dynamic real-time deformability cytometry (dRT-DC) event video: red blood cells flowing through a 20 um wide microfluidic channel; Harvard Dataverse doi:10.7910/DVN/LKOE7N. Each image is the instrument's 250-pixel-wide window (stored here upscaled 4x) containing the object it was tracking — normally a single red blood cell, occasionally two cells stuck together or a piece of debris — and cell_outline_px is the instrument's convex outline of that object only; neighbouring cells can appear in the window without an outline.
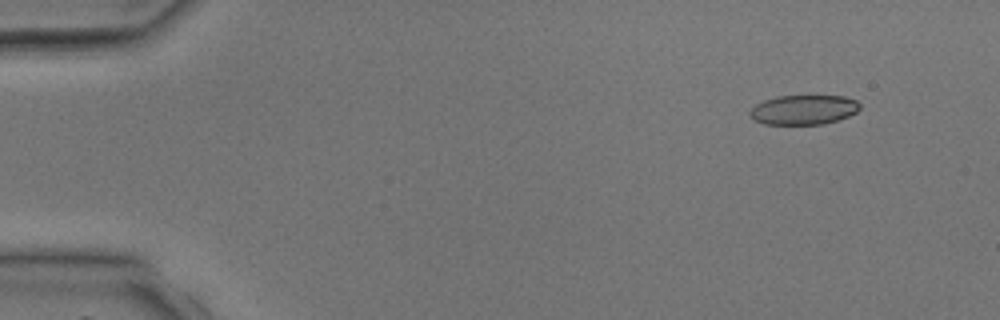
{"species": "common noctule bat (a hibernating species)", "species_latin": "Nyctalus noctula", "temperature_condition": "room temperature", "stored_images_in_passage": 4, "camera_frame_rate_fps": 3000, "um_per_image_px": 0.085, "animal": {"sex": "male", "body_mass_g": 17.9, "forearm_length_mm": 54.2}, "frame": {"image": 1, "passage_image": 1, "time_ms": 0.0, "image_size_px": [1000, 320], "cell_outline_px": [[860, 108], [856, 112], [848, 116], [824, 124], [764, 124], [752, 120], [748, 112], [756, 104], [764, 100], [776, 96], [844, 96], [856, 100], [860, 104]], "centroid_in_image_um": [68.28, 9.33], "position_along_channel_um": 16.7, "area_um2": 19.02}}
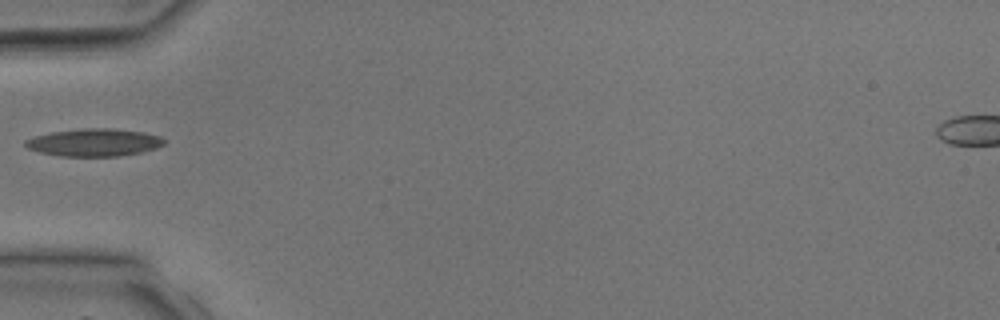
{"frame": {"image": 2, "passage_image": 4, "time_ms": 3.333, "image_size_px": [1000, 320], "cell_outline_px": [[164, 144], [156, 148], [140, 152], [120, 156], [60, 156], [40, 152], [28, 148], [24, 144], [24, 140], [36, 136], [52, 132], [84, 128], [112, 128], [144, 132], [160, 136], [164, 140]], "centroid_in_image_um": [8.01, 12.1], "position_along_channel_um": 77.0, "area_um2": 22.2}}